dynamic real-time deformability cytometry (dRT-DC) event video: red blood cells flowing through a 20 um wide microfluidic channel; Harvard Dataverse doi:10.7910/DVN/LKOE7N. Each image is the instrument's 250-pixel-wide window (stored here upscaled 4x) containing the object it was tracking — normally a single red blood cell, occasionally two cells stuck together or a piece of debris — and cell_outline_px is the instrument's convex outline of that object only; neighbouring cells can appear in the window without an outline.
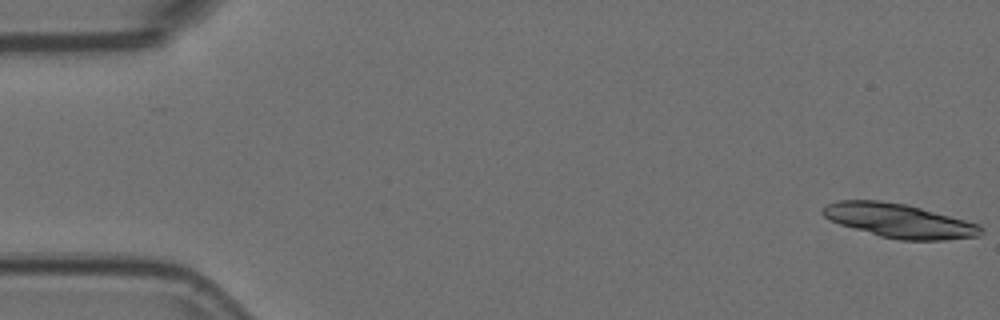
{"species": "Egyptian fruit bat (a non-hibernating species)", "species_latin": "Rousettus aegyptiacus", "temperature_condition": "room temperature", "stored_images_in_passage": 33, "camera_frame_rate_fps": 3000, "um_per_image_px": 0.085, "animal": {"sex": "female"}, "frame": {"image": 1, "passage_image": 1, "time_ms": 0.0, "image_size_px": [1000, 320], "cell_outline_px": [[984, 232], [980, 236], [944, 240], [900, 240], [880, 236], [840, 224], [824, 216], [820, 212], [828, 204], [836, 200], [880, 200], [904, 204], [920, 208], [980, 224], [984, 228]], "centroid_in_image_um": [76.46, 18.76], "position_along_channel_um": 8.5, "area_um2": 31.15}}
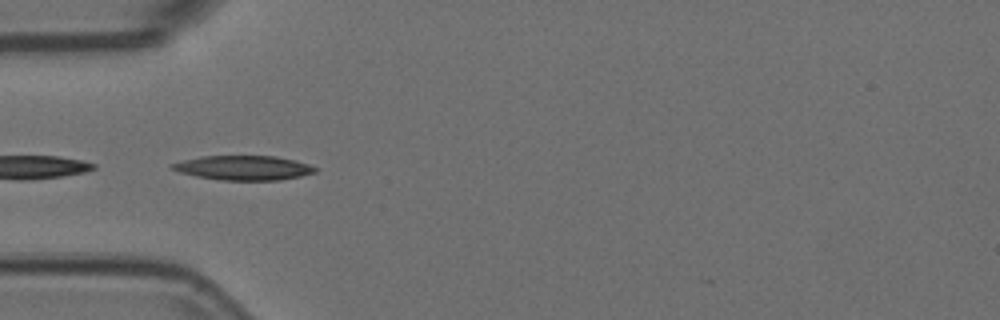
{"frame": {"image": 2, "passage_image": 17, "time_ms": 5.333, "image_size_px": [1000, 320], "cell_outline_px": [[320, 168], [316, 172], [300, 176], [280, 180], [220, 180], [196, 176], [180, 172], [168, 168], [168, 164], [200, 156], [276, 156], [308, 164]], "centroid_in_image_um": [20.67, 14.26], "position_along_channel_um": 64.3, "area_um2": 20.46}}
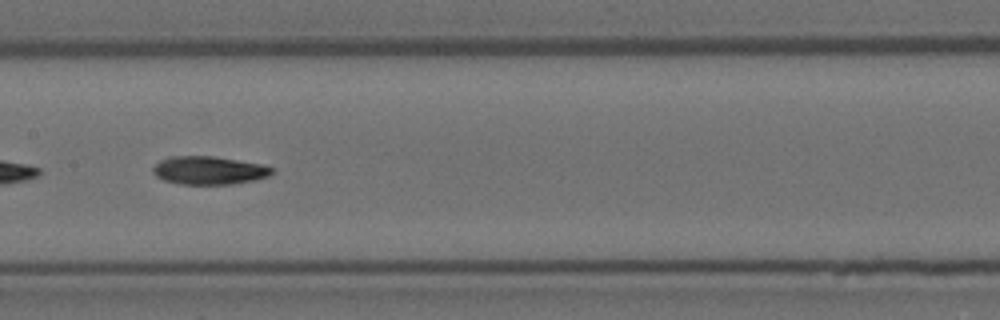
{"frame": {"image": 3, "passage_image": 27, "time_ms": 8.667, "image_size_px": [1000, 320], "cell_outline_px": [[272, 172], [268, 176], [256, 180], [232, 184], [180, 184], [164, 180], [156, 176], [152, 172], [152, 168], [160, 160], [172, 156], [212, 156], [260, 164], [272, 168]], "centroid_in_image_um": [17.72, 14.49], "position_along_channel_um": 189.7, "area_um2": 19.36}}